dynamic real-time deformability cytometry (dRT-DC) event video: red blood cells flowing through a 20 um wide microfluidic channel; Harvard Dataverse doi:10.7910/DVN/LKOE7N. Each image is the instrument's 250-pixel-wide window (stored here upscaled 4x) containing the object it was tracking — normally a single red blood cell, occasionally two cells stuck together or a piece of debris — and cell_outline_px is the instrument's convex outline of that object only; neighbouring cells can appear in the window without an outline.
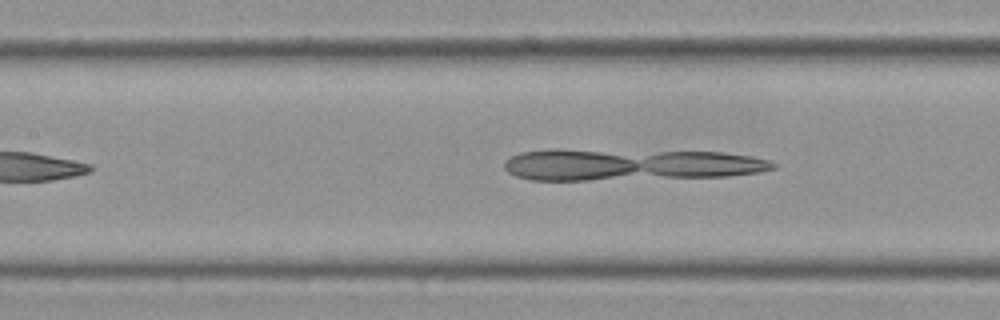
{"species": "Egyptian fruit bat (a non-hibernating species)", "species_latin": "Rousettus aegyptiacus", "temperature_condition": "cold", "stored_images_in_passage": 33, "camera_frame_rate_fps": 3000, "um_per_image_px": 0.085, "frame": {"image": 1, "passage_image": 10, "time_ms": 3.0, "image_size_px": [1000, 320], "cell_outline_px": [[780, 164], [776, 168], [760, 172], [728, 176], [588, 180], [528, 180], [516, 176], [508, 172], [504, 168], [504, 160], [520, 152], [720, 152], [752, 156], [768, 160]], "centroid_in_image_um": [53.67, 14.05], "position_along_channel_um": 153.7, "area_um2": 47.57}}